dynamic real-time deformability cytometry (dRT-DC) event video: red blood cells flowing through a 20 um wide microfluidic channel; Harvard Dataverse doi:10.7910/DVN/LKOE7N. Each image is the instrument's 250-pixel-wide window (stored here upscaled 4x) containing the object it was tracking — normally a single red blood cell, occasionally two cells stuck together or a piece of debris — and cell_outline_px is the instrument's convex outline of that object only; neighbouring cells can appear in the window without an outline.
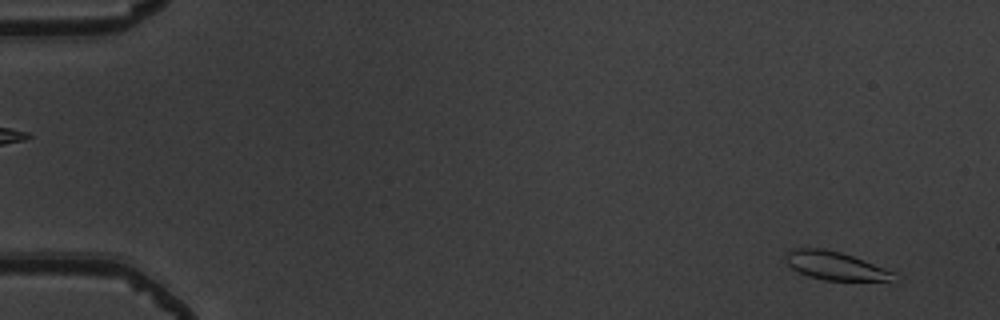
{"species": "common noctule bat (a hibernating species)", "species_latin": "Nyctalus noctula", "temperature_condition": "warm", "stored_images_in_passage": 53, "camera_frame_rate_fps": 3000, "um_per_image_px": 0.085, "animal": {"sex": "male", "body_mass_g": 19.5, "forearm_length_mm": 54.6}, "frame": {"image": 1, "passage_image": 3, "time_ms": 0.667, "image_size_px": [1000, 320], "cell_outline_px": [[900, 280], [892, 284], [824, 280], [808, 276], [792, 268], [784, 260], [784, 256], [792, 248], [824, 248], [840, 252], [864, 260], [896, 272]], "centroid_in_image_um": [71.2, 22.66], "position_along_channel_um": 13.8, "area_um2": 19.02}}
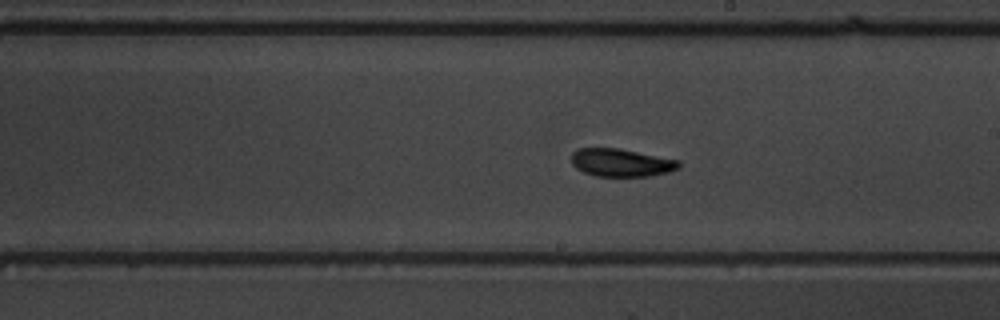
{"frame": {"image": 2, "passage_image": 31, "time_ms": 10.0, "image_size_px": [1000, 320], "cell_outline_px": [[680, 168], [668, 172], [648, 176], [596, 176], [584, 172], [576, 168], [572, 164], [572, 152], [580, 148], [620, 148], [680, 160]], "centroid_in_image_um": [52.82, 13.82], "position_along_channel_um": 236.2, "area_um2": 17.51}}
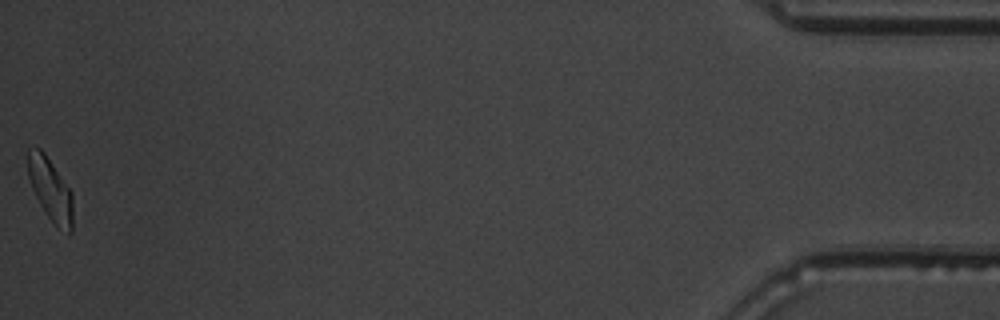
{"frame": {"image": 3, "passage_image": 53, "time_ms": 17.333, "image_size_px": [1000, 320], "cell_outline_px": [[72, 232], [68, 236], [48, 216], [40, 204], [32, 188], [28, 176], [28, 148], [40, 148], [44, 152], [72, 192]], "centroid_in_image_um": [4.29, 16.11], "position_along_channel_um": 430.9, "area_um2": 16.18}, "authors_computed_cell_mechanics": {"area_um2": 17.5712, "velocity_mm_per_s": 3.8839, "shape_relaxation_time_tau1_ms": 4.8303, "shape_relaxation_time_tau2_ms": 1.6661, "deformation_change_tau1": 0.1545, "deformation_change_tau2": 0.0548}}